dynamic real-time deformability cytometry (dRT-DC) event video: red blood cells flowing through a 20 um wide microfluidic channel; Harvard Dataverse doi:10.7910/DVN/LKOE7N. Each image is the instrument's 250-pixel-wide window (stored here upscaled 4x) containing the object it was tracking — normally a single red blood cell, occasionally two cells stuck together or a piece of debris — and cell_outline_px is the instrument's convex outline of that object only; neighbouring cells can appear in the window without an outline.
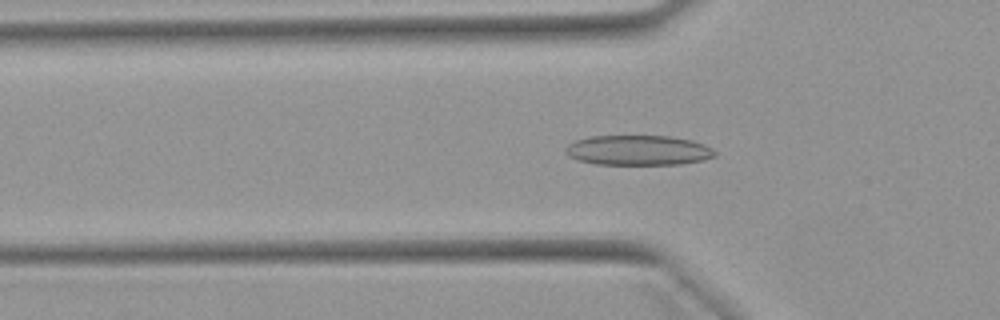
{"species": "Egyptian fruit bat (a non-hibernating species)", "species_latin": "Rousettus aegyptiacus", "temperature_condition": "warm", "stored_images_in_passage": 52, "camera_frame_rate_fps": 3000, "um_per_image_px": 0.085, "animal": {"sex": "female"}, "frame": {"image": 1, "passage_image": 17, "time_ms": 5.333, "image_size_px": [1000, 320], "cell_outline_px": [[716, 156], [704, 160], [680, 164], [596, 164], [580, 160], [568, 156], [564, 152], [564, 148], [568, 144], [576, 140], [588, 136], [668, 136], [692, 140], [704, 144], [712, 148], [716, 152]], "centroid_in_image_um": [54.25, 12.77], "position_along_channel_um": 71.6, "area_um2": 26.18}}
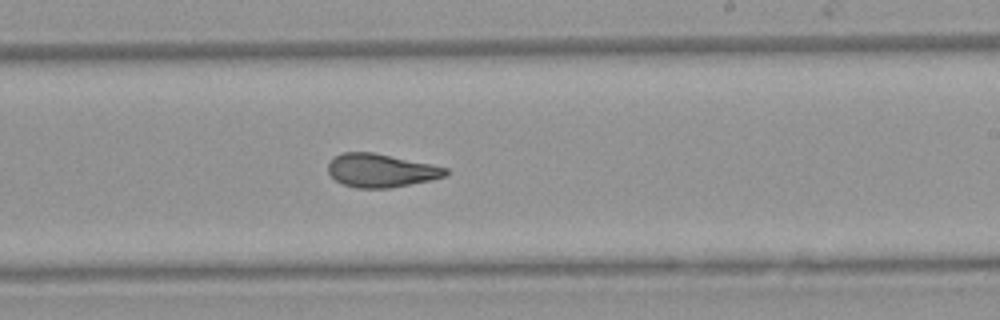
{"frame": {"image": 2, "passage_image": 31, "time_ms": 10.0, "image_size_px": [1000, 320], "cell_outline_px": [[448, 176], [432, 180], [388, 188], [356, 188], [344, 184], [336, 180], [328, 172], [328, 164], [332, 156], [340, 152], [372, 152], [448, 168]], "centroid_in_image_um": [32.36, 14.49], "position_along_channel_um": 256.6, "area_um2": 22.83}}
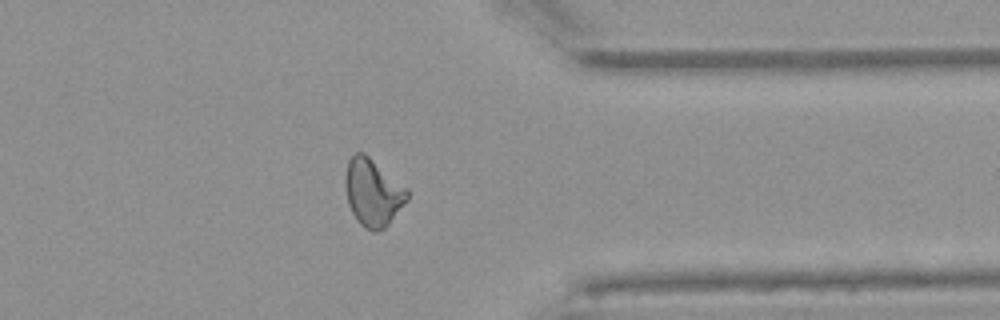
{"frame": {"image": 3, "passage_image": 41, "time_ms": 13.333, "image_size_px": [1000, 320], "cell_outline_px": [[408, 200], [388, 224], [384, 228], [376, 232], [372, 232], [364, 228], [356, 220], [348, 204], [344, 184], [344, 176], [348, 160], [356, 152], [364, 152], [408, 188]], "centroid_in_image_um": [31.68, 16.36], "position_along_channel_um": 379.7, "area_um2": 24.57}, "authors_computed_cell_mechanics": {"area_um2": 24.1893, "velocity_mm_per_s": 3.961, "shape_relaxation_time_tau1_ms": 7.7532, "shape_relaxation_time_tau2_ms": 1.7289, "deformation_change_tau1": 0.2103, "deformation_change_tau2": 0.0987}}